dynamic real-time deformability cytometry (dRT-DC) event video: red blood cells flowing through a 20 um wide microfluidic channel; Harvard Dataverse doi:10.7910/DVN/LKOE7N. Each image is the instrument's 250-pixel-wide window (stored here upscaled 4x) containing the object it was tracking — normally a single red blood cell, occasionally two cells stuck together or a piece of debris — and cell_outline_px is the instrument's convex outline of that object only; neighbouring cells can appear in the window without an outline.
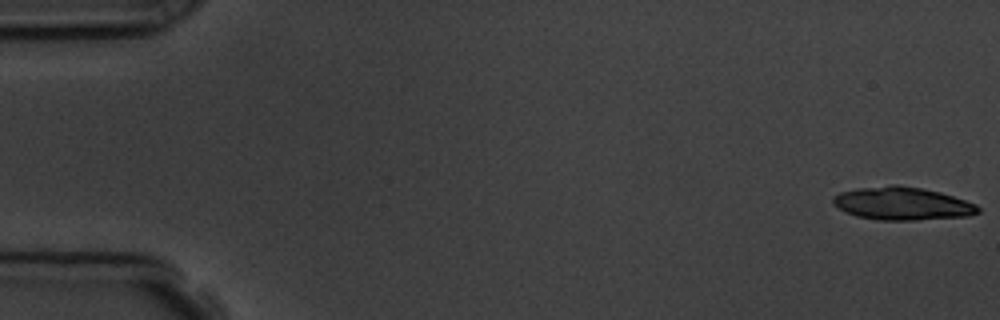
{"species": "common noctule bat (a hibernating species)", "species_latin": "Nyctalus noctula", "temperature_condition": "room temperature", "stored_images_in_passage": 7, "segment_of_instrument_passage": [1, 2], "camera_frame_rate_fps": 3000, "um_per_image_px": 0.085, "animal": {"sex": "male", "body_mass_g": 19.5, "forearm_length_mm": 54.6}, "frame": {"image": 1, "passage_image": 1, "time_ms": 0.0, "image_size_px": [1000, 320], "cell_outline_px": [[980, 212], [968, 216], [916, 220], [876, 220], [856, 216], [832, 204], [832, 196], [840, 192], [856, 188], [888, 184], [896, 184], [920, 188], [940, 192], [976, 204], [980, 208]], "centroid_in_image_um": [76.66, 17.29], "position_along_channel_um": 8.3, "area_um2": 27.98}}